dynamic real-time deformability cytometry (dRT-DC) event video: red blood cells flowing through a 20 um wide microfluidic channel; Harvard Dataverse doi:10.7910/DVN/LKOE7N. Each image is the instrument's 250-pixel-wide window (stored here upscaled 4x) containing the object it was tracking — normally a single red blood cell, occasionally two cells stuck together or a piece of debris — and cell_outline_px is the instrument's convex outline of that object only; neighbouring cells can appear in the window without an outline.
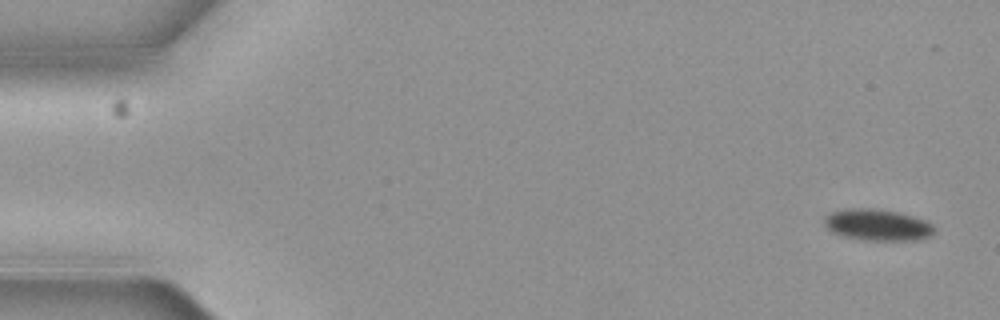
{"species": "common noctule bat (a hibernating species)", "species_latin": "Nyctalus noctula", "temperature_condition": "cold", "stored_images_in_passage": 6, "camera_frame_rate_fps": 3000, "um_per_image_px": 0.085, "animal": {"sex": "female", "body_mass_g": 19.3, "forearm_length_mm": 54.1}, "frame": {"image": 1, "passage_image": 1, "time_ms": 0.0, "image_size_px": [1000, 320], "cell_outline_px": [[936, 228], [928, 236], [908, 240], [868, 240], [844, 236], [832, 232], [824, 224], [824, 216], [832, 212], [844, 208], [880, 208], [912, 216], [924, 220], [932, 224]], "centroid_in_image_um": [74.53, 19.09], "position_along_channel_um": 10.5, "area_um2": 19.94}}
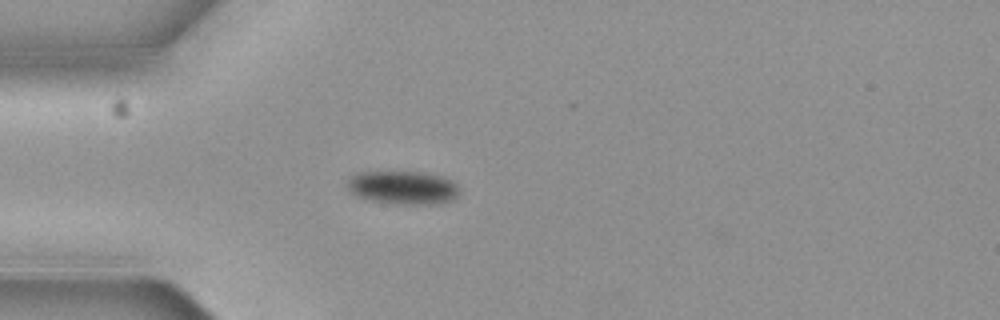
{"frame": {"image": 2, "passage_image": 5, "time_ms": 1.333, "image_size_px": [1000, 320], "cell_outline_px": [[460, 192], [452, 200], [436, 204], [408, 204], [368, 200], [356, 196], [348, 188], [348, 180], [352, 176], [360, 172], [424, 172], [444, 176], [452, 180], [460, 188]], "centroid_in_image_um": [34.31, 15.94], "position_along_channel_um": 50.7, "area_um2": 21.79}}